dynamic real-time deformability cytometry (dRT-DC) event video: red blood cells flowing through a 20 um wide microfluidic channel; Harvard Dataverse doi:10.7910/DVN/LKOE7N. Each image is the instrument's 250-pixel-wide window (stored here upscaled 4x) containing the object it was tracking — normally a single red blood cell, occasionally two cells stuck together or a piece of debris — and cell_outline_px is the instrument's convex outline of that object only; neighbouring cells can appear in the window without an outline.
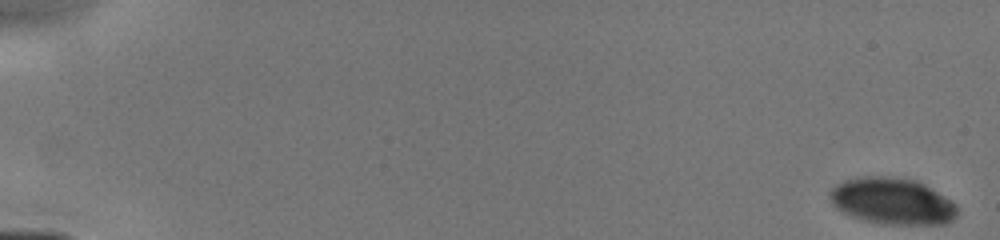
{"species": "human", "species_latin": "Homo sapiens", "temperature_condition": "cold", "stored_images_in_passage": 51, "camera_frame_rate_fps": 3000, "um_per_image_px": 0.085, "donor": {"sex": "male"}, "frame": {"image": 1, "passage_image": 1, "time_ms": 0.0, "image_size_px": [1000, 240], "cell_outline_px": [[956, 216], [948, 224], [884, 224], [860, 220], [836, 208], [832, 204], [828, 196], [828, 192], [836, 184], [844, 180], [860, 176], [884, 176], [916, 180], [924, 184], [952, 200], [956, 204]], "centroid_in_image_um": [75.82, 17.1], "position_along_channel_um": 9.2, "area_um2": 34.8}}
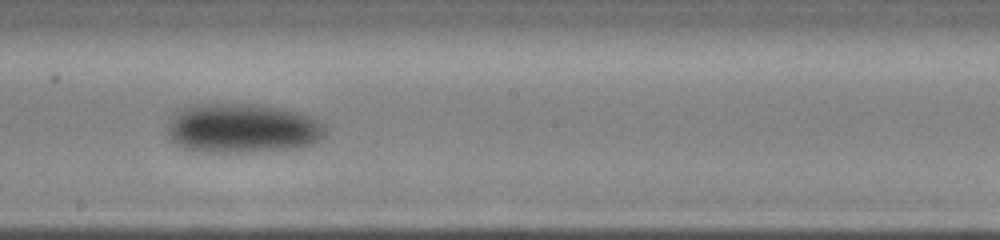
{"frame": {"image": 2, "passage_image": 32, "time_ms": 9.333, "image_size_px": [1000, 240], "cell_outline_px": [[324, 136], [312, 144], [296, 148], [256, 152], [204, 152], [184, 148], [176, 144], [168, 136], [168, 124], [172, 112], [196, 104], [260, 104], [300, 112], [312, 116], [324, 124]], "centroid_in_image_um": [20.6, 10.9], "position_along_channel_um": 227.6, "area_um2": 45.95}}
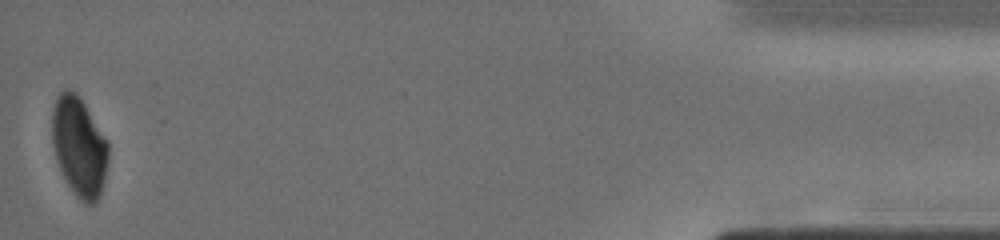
{"frame": {"image": 3, "passage_image": 51, "time_ms": 15.667, "image_size_px": [1000, 240], "cell_outline_px": [[108, 160], [104, 180], [100, 192], [96, 200], [92, 204], [84, 204], [76, 196], [68, 184], [56, 160], [52, 144], [52, 112], [56, 96], [64, 88], [68, 88], [76, 92], [80, 96], [108, 140]], "centroid_in_image_um": [6.72, 12.41], "position_along_channel_um": 428.5, "area_um2": 32.77}}